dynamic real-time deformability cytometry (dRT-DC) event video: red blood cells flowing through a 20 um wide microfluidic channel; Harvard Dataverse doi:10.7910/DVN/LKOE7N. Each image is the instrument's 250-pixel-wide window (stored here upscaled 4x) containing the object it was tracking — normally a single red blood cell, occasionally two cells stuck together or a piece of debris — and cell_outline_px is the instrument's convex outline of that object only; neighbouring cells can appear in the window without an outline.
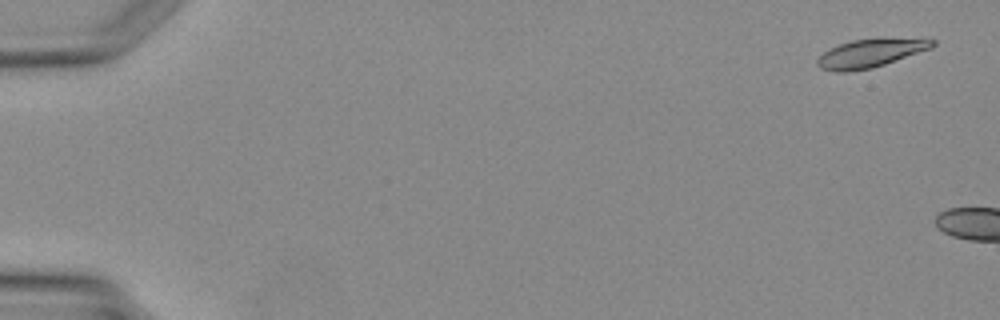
{"species": "Egyptian fruit bat (a non-hibernating species)", "species_latin": "Rousettus aegyptiacus", "temperature_condition": "warm", "stored_images_in_passage": 3, "segment_of_instrument_passage": [2, 2], "camera_frame_rate_fps": 3000, "um_per_image_px": 0.085, "animal": {"sex": "female"}, "frame": {"image": 1, "passage_image": 3, "time_ms": 2.667, "image_size_px": [1000, 320], "cell_outline_px": [[936, 44], [932, 48], [872, 68], [844, 72], [836, 72], [820, 68], [816, 64], [816, 60], [824, 52], [840, 44], [852, 40], [936, 40]], "centroid_in_image_um": [73.91, 4.57], "position_along_channel_um": 11.1, "area_um2": 18.09}}